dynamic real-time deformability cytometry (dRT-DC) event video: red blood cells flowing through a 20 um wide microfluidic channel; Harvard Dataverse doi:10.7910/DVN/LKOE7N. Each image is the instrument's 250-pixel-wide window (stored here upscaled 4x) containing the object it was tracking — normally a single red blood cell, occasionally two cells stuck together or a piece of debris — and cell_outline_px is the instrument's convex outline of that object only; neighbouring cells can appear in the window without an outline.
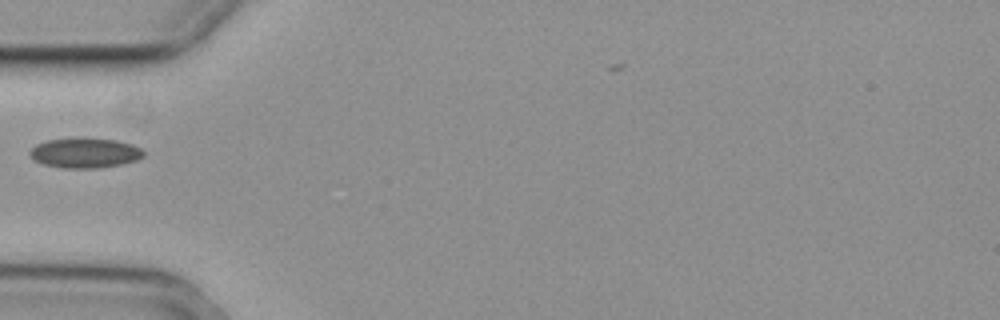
{"species": "common noctule bat (a hibernating species)", "species_latin": "Nyctalus noctula", "temperature_condition": "cold", "stored_images_in_passage": 32, "camera_frame_rate_fps": 3000, "um_per_image_px": 0.085, "animal": {"sex": "female", "body_mass_g": 29.2, "forearm_length_mm": 56.3}, "frame": {"image": 1, "passage_image": 1, "time_ms": 0.0, "image_size_px": [1000, 320], "cell_outline_px": [[144, 156], [136, 160], [120, 164], [100, 168], [60, 168], [44, 164], [36, 160], [28, 152], [36, 144], [48, 140], [116, 140], [132, 144], [140, 148], [144, 152]], "centroid_in_image_um": [7.24, 13.03], "position_along_channel_um": 77.8, "area_um2": 19.13}}